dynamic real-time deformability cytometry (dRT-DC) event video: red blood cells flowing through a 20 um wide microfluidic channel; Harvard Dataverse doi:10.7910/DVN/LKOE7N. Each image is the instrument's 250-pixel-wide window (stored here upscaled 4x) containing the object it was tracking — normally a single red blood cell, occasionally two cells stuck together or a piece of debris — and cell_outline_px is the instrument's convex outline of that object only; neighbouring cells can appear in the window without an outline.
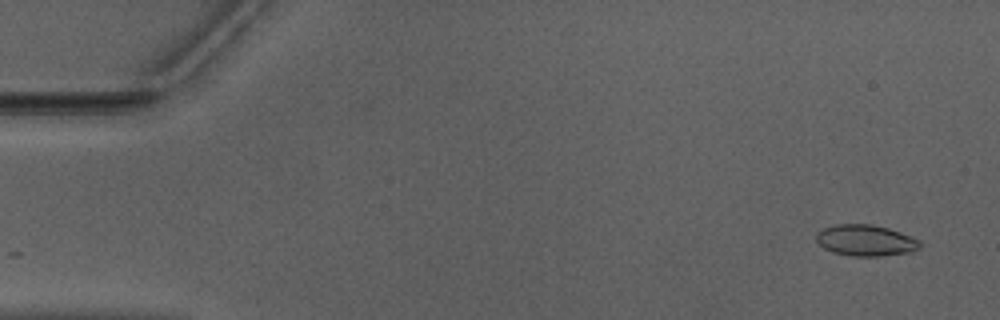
{"species": "Egyptian fruit bat (a non-hibernating species)", "species_latin": "Rousettus aegyptiacus", "temperature_condition": "warm", "stored_images_in_passage": 51, "camera_frame_rate_fps": 3000, "um_per_image_px": 0.085, "animal": {"sex": "male"}, "frame": {"image": 1, "passage_image": 2, "time_ms": 0.333, "image_size_px": [1000, 320], "cell_outline_px": [[920, 248], [912, 252], [880, 256], [852, 256], [832, 252], [824, 248], [816, 240], [816, 232], [824, 228], [836, 224], [872, 224], [888, 228], [900, 232], [920, 240]], "centroid_in_image_um": [73.58, 20.43], "position_along_channel_um": 11.4, "area_um2": 18.9}}
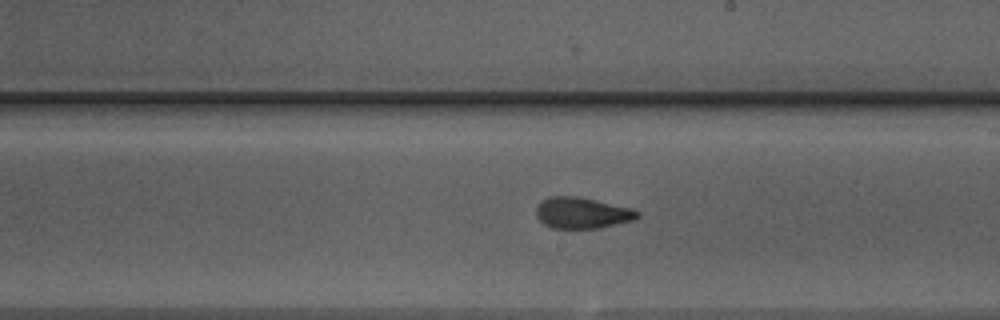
{"frame": {"image": 2, "passage_image": 29, "time_ms": 9.333, "image_size_px": [1000, 320], "cell_outline_px": [[640, 216], [636, 220], [600, 228], [552, 228], [544, 224], [536, 216], [536, 204], [540, 200], [548, 196], [576, 196], [632, 208], [640, 212]], "centroid_in_image_um": [49.47, 18.09], "position_along_channel_um": 239.5, "area_um2": 18.61}}
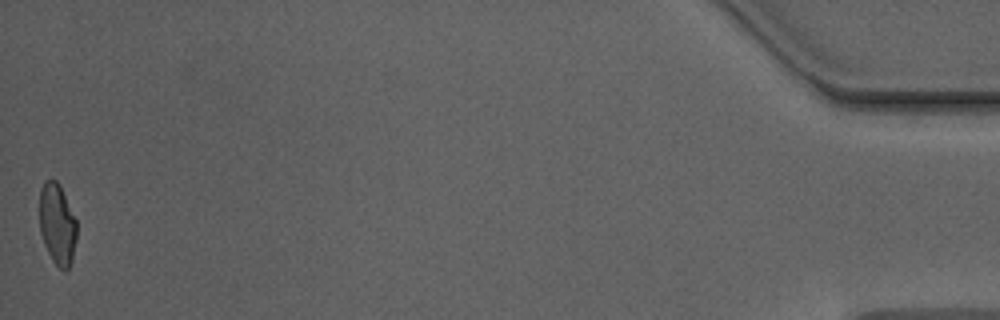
{"frame": {"image": 3, "passage_image": 51, "time_ms": 16.667, "image_size_px": [1000, 320], "cell_outline_px": [[76, 240], [72, 260], [68, 268], [64, 272], [52, 260], [44, 244], [40, 232], [40, 188], [44, 180], [56, 180], [60, 184], [76, 220]], "centroid_in_image_um": [4.86, 19.04], "position_along_channel_um": 430.3, "area_um2": 17.63}, "authors_computed_cell_mechanics": {"area_um2": 18.6116, "velocity_mm_per_s": 3.9725, "shape_relaxation_time_tau1_ms": null, "shape_relaxation_time_tau2_ms": 1.3528, "deformation_change_tau1": null, "deformation_change_tau2": 0.0649}}